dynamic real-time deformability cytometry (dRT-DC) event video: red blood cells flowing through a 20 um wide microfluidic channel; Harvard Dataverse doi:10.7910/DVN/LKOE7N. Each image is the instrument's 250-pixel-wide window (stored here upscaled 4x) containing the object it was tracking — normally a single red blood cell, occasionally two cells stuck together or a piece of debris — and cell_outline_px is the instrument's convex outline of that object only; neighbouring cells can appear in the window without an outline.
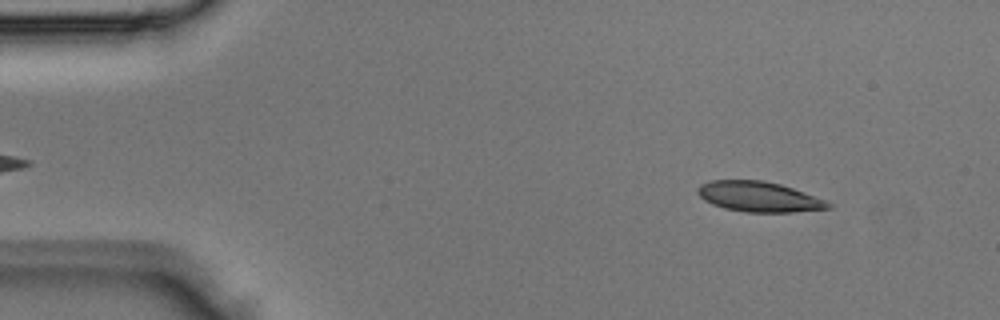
{"species": "Egyptian fruit bat (a non-hibernating species)", "species_latin": "Rousettus aegyptiacus", "temperature_condition": "room temperature", "stored_images_in_passage": 3, "camera_frame_rate_fps": 3000, "um_per_image_px": 0.085, "animal": {"sex": "male"}, "frame": {"image": 1, "passage_image": 1, "time_ms": 0.0, "image_size_px": [1000, 320], "cell_outline_px": [[832, 208], [792, 212], [744, 212], [724, 208], [712, 204], [704, 200], [696, 192], [696, 188], [700, 184], [708, 180], [764, 180], [780, 184], [792, 188], [824, 200], [832, 204]], "centroid_in_image_um": [64.45, 16.72], "position_along_channel_um": 20.6, "area_um2": 23.0}}